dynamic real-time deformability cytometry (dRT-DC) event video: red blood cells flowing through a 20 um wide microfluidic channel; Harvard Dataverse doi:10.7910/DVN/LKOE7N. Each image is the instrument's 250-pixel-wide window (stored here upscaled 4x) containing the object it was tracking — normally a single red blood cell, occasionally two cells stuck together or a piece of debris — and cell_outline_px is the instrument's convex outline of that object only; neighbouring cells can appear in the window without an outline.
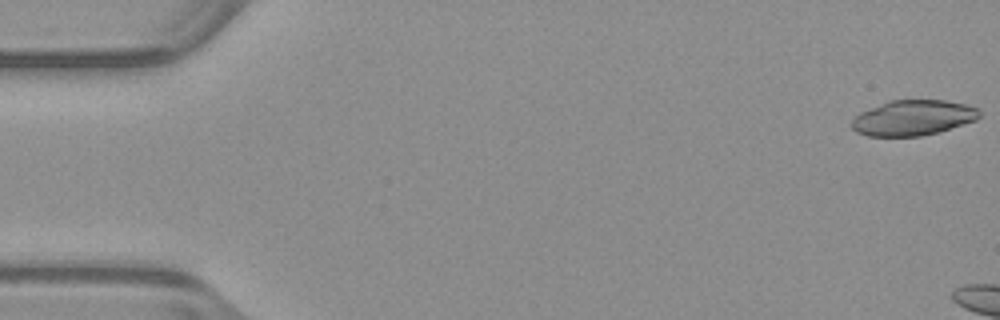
{"species": "common noctule bat (a hibernating species)", "species_latin": "Nyctalus noctula", "temperature_condition": "warm", "stored_images_in_passage": 10, "camera_frame_rate_fps": 3000, "um_per_image_px": 0.085, "animal": {"sex": "male", "body_mass_g": 23.1, "forearm_length_mm": 52.7}, "frame": {"image": 1, "passage_image": 1, "time_ms": 0.0, "image_size_px": [1000, 320], "cell_outline_px": [[980, 116], [976, 120], [940, 132], [920, 136], [868, 136], [856, 132], [852, 128], [852, 120], [860, 112], [888, 100], [944, 100], [968, 104], [976, 108], [980, 112]], "centroid_in_image_um": [77.62, 10.01], "position_along_channel_um": 7.4, "area_um2": 26.41}}